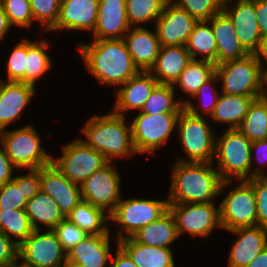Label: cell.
I'll list each match as a JSON object with an SVG mask.
<instances>
[{
    "instance_id": "obj_1",
    "label": "cell",
    "mask_w": 267,
    "mask_h": 267,
    "mask_svg": "<svg viewBox=\"0 0 267 267\" xmlns=\"http://www.w3.org/2000/svg\"><path fill=\"white\" fill-rule=\"evenodd\" d=\"M214 162H176L172 167L169 203H210L232 181H223Z\"/></svg>"
},
{
    "instance_id": "obj_2",
    "label": "cell",
    "mask_w": 267,
    "mask_h": 267,
    "mask_svg": "<svg viewBox=\"0 0 267 267\" xmlns=\"http://www.w3.org/2000/svg\"><path fill=\"white\" fill-rule=\"evenodd\" d=\"M91 43H79V50L87 70L99 82L121 86L140 71L123 38L92 40Z\"/></svg>"
},
{
    "instance_id": "obj_3",
    "label": "cell",
    "mask_w": 267,
    "mask_h": 267,
    "mask_svg": "<svg viewBox=\"0 0 267 267\" xmlns=\"http://www.w3.org/2000/svg\"><path fill=\"white\" fill-rule=\"evenodd\" d=\"M87 145L99 151L109 162L115 157L137 154L132 140V128L127 126L125 116L113 112L95 115L81 129Z\"/></svg>"
},
{
    "instance_id": "obj_4",
    "label": "cell",
    "mask_w": 267,
    "mask_h": 267,
    "mask_svg": "<svg viewBox=\"0 0 267 267\" xmlns=\"http://www.w3.org/2000/svg\"><path fill=\"white\" fill-rule=\"evenodd\" d=\"M184 108L177 119L178 136L188 159L178 162H214L216 135L211 124L190 100L183 101Z\"/></svg>"
},
{
    "instance_id": "obj_5",
    "label": "cell",
    "mask_w": 267,
    "mask_h": 267,
    "mask_svg": "<svg viewBox=\"0 0 267 267\" xmlns=\"http://www.w3.org/2000/svg\"><path fill=\"white\" fill-rule=\"evenodd\" d=\"M216 136V169L223 181L249 180L254 177H266L263 170L253 169L251 163L252 142L238 129H225Z\"/></svg>"
},
{
    "instance_id": "obj_6",
    "label": "cell",
    "mask_w": 267,
    "mask_h": 267,
    "mask_svg": "<svg viewBox=\"0 0 267 267\" xmlns=\"http://www.w3.org/2000/svg\"><path fill=\"white\" fill-rule=\"evenodd\" d=\"M40 140L32 125L0 131V143L18 170H36L52 162L53 156L43 150Z\"/></svg>"
},
{
    "instance_id": "obj_7",
    "label": "cell",
    "mask_w": 267,
    "mask_h": 267,
    "mask_svg": "<svg viewBox=\"0 0 267 267\" xmlns=\"http://www.w3.org/2000/svg\"><path fill=\"white\" fill-rule=\"evenodd\" d=\"M215 74L224 94L262 97L264 76L254 54L216 65Z\"/></svg>"
},
{
    "instance_id": "obj_8",
    "label": "cell",
    "mask_w": 267,
    "mask_h": 267,
    "mask_svg": "<svg viewBox=\"0 0 267 267\" xmlns=\"http://www.w3.org/2000/svg\"><path fill=\"white\" fill-rule=\"evenodd\" d=\"M169 210V202L166 200H150L140 198L121 199L115 209L109 214L110 221L120 225L121 230L116 235L117 241L131 237L145 225L159 219Z\"/></svg>"
},
{
    "instance_id": "obj_9",
    "label": "cell",
    "mask_w": 267,
    "mask_h": 267,
    "mask_svg": "<svg viewBox=\"0 0 267 267\" xmlns=\"http://www.w3.org/2000/svg\"><path fill=\"white\" fill-rule=\"evenodd\" d=\"M239 183L218 206L223 230L258 226L254 188L247 180Z\"/></svg>"
},
{
    "instance_id": "obj_10",
    "label": "cell",
    "mask_w": 267,
    "mask_h": 267,
    "mask_svg": "<svg viewBox=\"0 0 267 267\" xmlns=\"http://www.w3.org/2000/svg\"><path fill=\"white\" fill-rule=\"evenodd\" d=\"M63 154L52 162L70 181L81 184L109 161L81 138L62 147Z\"/></svg>"
},
{
    "instance_id": "obj_11",
    "label": "cell",
    "mask_w": 267,
    "mask_h": 267,
    "mask_svg": "<svg viewBox=\"0 0 267 267\" xmlns=\"http://www.w3.org/2000/svg\"><path fill=\"white\" fill-rule=\"evenodd\" d=\"M180 113H160L150 115L140 113L131 123L132 140L138 153H155L165 145L172 131L176 128Z\"/></svg>"
},
{
    "instance_id": "obj_12",
    "label": "cell",
    "mask_w": 267,
    "mask_h": 267,
    "mask_svg": "<svg viewBox=\"0 0 267 267\" xmlns=\"http://www.w3.org/2000/svg\"><path fill=\"white\" fill-rule=\"evenodd\" d=\"M18 259H22L23 267H62L67 262V253L53 230L41 234L39 229L18 246Z\"/></svg>"
},
{
    "instance_id": "obj_13",
    "label": "cell",
    "mask_w": 267,
    "mask_h": 267,
    "mask_svg": "<svg viewBox=\"0 0 267 267\" xmlns=\"http://www.w3.org/2000/svg\"><path fill=\"white\" fill-rule=\"evenodd\" d=\"M216 203H169L180 237L188 233L192 237H207L216 228H222Z\"/></svg>"
},
{
    "instance_id": "obj_14",
    "label": "cell",
    "mask_w": 267,
    "mask_h": 267,
    "mask_svg": "<svg viewBox=\"0 0 267 267\" xmlns=\"http://www.w3.org/2000/svg\"><path fill=\"white\" fill-rule=\"evenodd\" d=\"M112 163L108 162L80 184L82 200L108 211V214L122 198L120 174Z\"/></svg>"
},
{
    "instance_id": "obj_15",
    "label": "cell",
    "mask_w": 267,
    "mask_h": 267,
    "mask_svg": "<svg viewBox=\"0 0 267 267\" xmlns=\"http://www.w3.org/2000/svg\"><path fill=\"white\" fill-rule=\"evenodd\" d=\"M232 1L224 0L222 10L232 20L242 47L254 54L263 41L256 19V0H234L231 5Z\"/></svg>"
},
{
    "instance_id": "obj_16",
    "label": "cell",
    "mask_w": 267,
    "mask_h": 267,
    "mask_svg": "<svg viewBox=\"0 0 267 267\" xmlns=\"http://www.w3.org/2000/svg\"><path fill=\"white\" fill-rule=\"evenodd\" d=\"M197 22L169 0L154 25L160 46H185Z\"/></svg>"
},
{
    "instance_id": "obj_17",
    "label": "cell",
    "mask_w": 267,
    "mask_h": 267,
    "mask_svg": "<svg viewBox=\"0 0 267 267\" xmlns=\"http://www.w3.org/2000/svg\"><path fill=\"white\" fill-rule=\"evenodd\" d=\"M40 189L54 199L65 217L82 200L80 184L65 177L53 162L40 167Z\"/></svg>"
},
{
    "instance_id": "obj_18",
    "label": "cell",
    "mask_w": 267,
    "mask_h": 267,
    "mask_svg": "<svg viewBox=\"0 0 267 267\" xmlns=\"http://www.w3.org/2000/svg\"><path fill=\"white\" fill-rule=\"evenodd\" d=\"M130 28L126 0H99L93 40L122 39Z\"/></svg>"
},
{
    "instance_id": "obj_19",
    "label": "cell",
    "mask_w": 267,
    "mask_h": 267,
    "mask_svg": "<svg viewBox=\"0 0 267 267\" xmlns=\"http://www.w3.org/2000/svg\"><path fill=\"white\" fill-rule=\"evenodd\" d=\"M99 0H63L56 24L49 30L94 31Z\"/></svg>"
},
{
    "instance_id": "obj_20",
    "label": "cell",
    "mask_w": 267,
    "mask_h": 267,
    "mask_svg": "<svg viewBox=\"0 0 267 267\" xmlns=\"http://www.w3.org/2000/svg\"><path fill=\"white\" fill-rule=\"evenodd\" d=\"M35 86L15 81L0 82V131L16 122L35 95Z\"/></svg>"
},
{
    "instance_id": "obj_21",
    "label": "cell",
    "mask_w": 267,
    "mask_h": 267,
    "mask_svg": "<svg viewBox=\"0 0 267 267\" xmlns=\"http://www.w3.org/2000/svg\"><path fill=\"white\" fill-rule=\"evenodd\" d=\"M238 235L231 247L228 267H246L267 245V228L240 227L229 231Z\"/></svg>"
},
{
    "instance_id": "obj_22",
    "label": "cell",
    "mask_w": 267,
    "mask_h": 267,
    "mask_svg": "<svg viewBox=\"0 0 267 267\" xmlns=\"http://www.w3.org/2000/svg\"><path fill=\"white\" fill-rule=\"evenodd\" d=\"M158 81L149 71H139L117 89V99L113 113L125 116L129 110H141Z\"/></svg>"
},
{
    "instance_id": "obj_23",
    "label": "cell",
    "mask_w": 267,
    "mask_h": 267,
    "mask_svg": "<svg viewBox=\"0 0 267 267\" xmlns=\"http://www.w3.org/2000/svg\"><path fill=\"white\" fill-rule=\"evenodd\" d=\"M123 37L134 65L140 71H150L154 66L159 50L160 42L157 32L154 33L145 27H132Z\"/></svg>"
},
{
    "instance_id": "obj_24",
    "label": "cell",
    "mask_w": 267,
    "mask_h": 267,
    "mask_svg": "<svg viewBox=\"0 0 267 267\" xmlns=\"http://www.w3.org/2000/svg\"><path fill=\"white\" fill-rule=\"evenodd\" d=\"M210 22L217 46V65L230 60H240L249 55L242 47L230 17L222 10Z\"/></svg>"
},
{
    "instance_id": "obj_25",
    "label": "cell",
    "mask_w": 267,
    "mask_h": 267,
    "mask_svg": "<svg viewBox=\"0 0 267 267\" xmlns=\"http://www.w3.org/2000/svg\"><path fill=\"white\" fill-rule=\"evenodd\" d=\"M110 235H87L67 252V262L77 267H104L111 259Z\"/></svg>"
},
{
    "instance_id": "obj_26",
    "label": "cell",
    "mask_w": 267,
    "mask_h": 267,
    "mask_svg": "<svg viewBox=\"0 0 267 267\" xmlns=\"http://www.w3.org/2000/svg\"><path fill=\"white\" fill-rule=\"evenodd\" d=\"M192 60L185 46H161L150 73L158 84L173 85Z\"/></svg>"
},
{
    "instance_id": "obj_27",
    "label": "cell",
    "mask_w": 267,
    "mask_h": 267,
    "mask_svg": "<svg viewBox=\"0 0 267 267\" xmlns=\"http://www.w3.org/2000/svg\"><path fill=\"white\" fill-rule=\"evenodd\" d=\"M117 244L137 267H175L171 248L140 244L132 237H125Z\"/></svg>"
},
{
    "instance_id": "obj_28",
    "label": "cell",
    "mask_w": 267,
    "mask_h": 267,
    "mask_svg": "<svg viewBox=\"0 0 267 267\" xmlns=\"http://www.w3.org/2000/svg\"><path fill=\"white\" fill-rule=\"evenodd\" d=\"M131 237L140 244L170 248L169 246L179 235L174 216L168 210L159 219L140 228Z\"/></svg>"
},
{
    "instance_id": "obj_29",
    "label": "cell",
    "mask_w": 267,
    "mask_h": 267,
    "mask_svg": "<svg viewBox=\"0 0 267 267\" xmlns=\"http://www.w3.org/2000/svg\"><path fill=\"white\" fill-rule=\"evenodd\" d=\"M255 99L252 96L221 93L211 119L228 124L227 129H238Z\"/></svg>"
},
{
    "instance_id": "obj_30",
    "label": "cell",
    "mask_w": 267,
    "mask_h": 267,
    "mask_svg": "<svg viewBox=\"0 0 267 267\" xmlns=\"http://www.w3.org/2000/svg\"><path fill=\"white\" fill-rule=\"evenodd\" d=\"M34 230H39V222L53 230L66 217L52 197L40 190L25 206Z\"/></svg>"
},
{
    "instance_id": "obj_31",
    "label": "cell",
    "mask_w": 267,
    "mask_h": 267,
    "mask_svg": "<svg viewBox=\"0 0 267 267\" xmlns=\"http://www.w3.org/2000/svg\"><path fill=\"white\" fill-rule=\"evenodd\" d=\"M66 218L82 229L88 235L110 234L105 221L109 214L102 208L81 200Z\"/></svg>"
},
{
    "instance_id": "obj_32",
    "label": "cell",
    "mask_w": 267,
    "mask_h": 267,
    "mask_svg": "<svg viewBox=\"0 0 267 267\" xmlns=\"http://www.w3.org/2000/svg\"><path fill=\"white\" fill-rule=\"evenodd\" d=\"M208 21H198L191 32L186 49L189 51L191 58L217 65V46L211 25ZM201 54V58H196Z\"/></svg>"
},
{
    "instance_id": "obj_33",
    "label": "cell",
    "mask_w": 267,
    "mask_h": 267,
    "mask_svg": "<svg viewBox=\"0 0 267 267\" xmlns=\"http://www.w3.org/2000/svg\"><path fill=\"white\" fill-rule=\"evenodd\" d=\"M216 65L211 62L192 59L173 84L192 98L203 84L215 74Z\"/></svg>"
},
{
    "instance_id": "obj_34",
    "label": "cell",
    "mask_w": 267,
    "mask_h": 267,
    "mask_svg": "<svg viewBox=\"0 0 267 267\" xmlns=\"http://www.w3.org/2000/svg\"><path fill=\"white\" fill-rule=\"evenodd\" d=\"M175 97L173 85L157 84L139 112L150 115L180 113L184 108L183 101L174 100Z\"/></svg>"
},
{
    "instance_id": "obj_35",
    "label": "cell",
    "mask_w": 267,
    "mask_h": 267,
    "mask_svg": "<svg viewBox=\"0 0 267 267\" xmlns=\"http://www.w3.org/2000/svg\"><path fill=\"white\" fill-rule=\"evenodd\" d=\"M49 44L46 40L33 42L27 39L25 83L35 86L36 80H39L52 66L51 58L45 51L50 47Z\"/></svg>"
},
{
    "instance_id": "obj_36",
    "label": "cell",
    "mask_w": 267,
    "mask_h": 267,
    "mask_svg": "<svg viewBox=\"0 0 267 267\" xmlns=\"http://www.w3.org/2000/svg\"><path fill=\"white\" fill-rule=\"evenodd\" d=\"M238 130L251 142L267 139V101L263 97L253 101Z\"/></svg>"
},
{
    "instance_id": "obj_37",
    "label": "cell",
    "mask_w": 267,
    "mask_h": 267,
    "mask_svg": "<svg viewBox=\"0 0 267 267\" xmlns=\"http://www.w3.org/2000/svg\"><path fill=\"white\" fill-rule=\"evenodd\" d=\"M0 230L19 246L34 229L25 209H0Z\"/></svg>"
},
{
    "instance_id": "obj_38",
    "label": "cell",
    "mask_w": 267,
    "mask_h": 267,
    "mask_svg": "<svg viewBox=\"0 0 267 267\" xmlns=\"http://www.w3.org/2000/svg\"><path fill=\"white\" fill-rule=\"evenodd\" d=\"M169 0H126L127 19L130 27L156 22ZM133 25V26H132Z\"/></svg>"
},
{
    "instance_id": "obj_39",
    "label": "cell",
    "mask_w": 267,
    "mask_h": 267,
    "mask_svg": "<svg viewBox=\"0 0 267 267\" xmlns=\"http://www.w3.org/2000/svg\"><path fill=\"white\" fill-rule=\"evenodd\" d=\"M177 7L186 10L197 21H208L223 9L224 0H171Z\"/></svg>"
},
{
    "instance_id": "obj_40",
    "label": "cell",
    "mask_w": 267,
    "mask_h": 267,
    "mask_svg": "<svg viewBox=\"0 0 267 267\" xmlns=\"http://www.w3.org/2000/svg\"><path fill=\"white\" fill-rule=\"evenodd\" d=\"M28 199L23 191V175L0 186V209H25Z\"/></svg>"
},
{
    "instance_id": "obj_41",
    "label": "cell",
    "mask_w": 267,
    "mask_h": 267,
    "mask_svg": "<svg viewBox=\"0 0 267 267\" xmlns=\"http://www.w3.org/2000/svg\"><path fill=\"white\" fill-rule=\"evenodd\" d=\"M0 4L12 26L32 27L34 18L29 0H1Z\"/></svg>"
},
{
    "instance_id": "obj_42",
    "label": "cell",
    "mask_w": 267,
    "mask_h": 267,
    "mask_svg": "<svg viewBox=\"0 0 267 267\" xmlns=\"http://www.w3.org/2000/svg\"><path fill=\"white\" fill-rule=\"evenodd\" d=\"M34 22H39L48 31L56 24L59 17L61 0H29Z\"/></svg>"
},
{
    "instance_id": "obj_43",
    "label": "cell",
    "mask_w": 267,
    "mask_h": 267,
    "mask_svg": "<svg viewBox=\"0 0 267 267\" xmlns=\"http://www.w3.org/2000/svg\"><path fill=\"white\" fill-rule=\"evenodd\" d=\"M21 41L12 49L10 57L6 64L8 76L7 81L25 83L27 38H23V40Z\"/></svg>"
},
{
    "instance_id": "obj_44",
    "label": "cell",
    "mask_w": 267,
    "mask_h": 267,
    "mask_svg": "<svg viewBox=\"0 0 267 267\" xmlns=\"http://www.w3.org/2000/svg\"><path fill=\"white\" fill-rule=\"evenodd\" d=\"M53 231L66 253L88 235L67 218L63 219Z\"/></svg>"
},
{
    "instance_id": "obj_45",
    "label": "cell",
    "mask_w": 267,
    "mask_h": 267,
    "mask_svg": "<svg viewBox=\"0 0 267 267\" xmlns=\"http://www.w3.org/2000/svg\"><path fill=\"white\" fill-rule=\"evenodd\" d=\"M247 181L256 195L258 226L267 228V177H254Z\"/></svg>"
},
{
    "instance_id": "obj_46",
    "label": "cell",
    "mask_w": 267,
    "mask_h": 267,
    "mask_svg": "<svg viewBox=\"0 0 267 267\" xmlns=\"http://www.w3.org/2000/svg\"><path fill=\"white\" fill-rule=\"evenodd\" d=\"M219 81L218 77L216 74H214L209 80H207L203 86L198 90V92L192 97V98H200L199 99V103L202 106V113H205L207 116L209 115V117H211V115L214 112L215 106L217 104L218 98L220 96V93L216 92L217 89L214 85L215 82ZM214 85V86H213ZM208 90L212 93H210L209 100L208 97L206 96L208 92ZM215 91V92H214ZM206 93V95H205ZM205 95V97H204ZM202 99V100H201ZM207 100V101H206ZM208 102V103H206Z\"/></svg>"
},
{
    "instance_id": "obj_47",
    "label": "cell",
    "mask_w": 267,
    "mask_h": 267,
    "mask_svg": "<svg viewBox=\"0 0 267 267\" xmlns=\"http://www.w3.org/2000/svg\"><path fill=\"white\" fill-rule=\"evenodd\" d=\"M19 261L18 245L0 230V267L14 266Z\"/></svg>"
},
{
    "instance_id": "obj_48",
    "label": "cell",
    "mask_w": 267,
    "mask_h": 267,
    "mask_svg": "<svg viewBox=\"0 0 267 267\" xmlns=\"http://www.w3.org/2000/svg\"><path fill=\"white\" fill-rule=\"evenodd\" d=\"M29 174L23 175V191L25 197L30 200L40 189V168L36 170H28Z\"/></svg>"
},
{
    "instance_id": "obj_49",
    "label": "cell",
    "mask_w": 267,
    "mask_h": 267,
    "mask_svg": "<svg viewBox=\"0 0 267 267\" xmlns=\"http://www.w3.org/2000/svg\"><path fill=\"white\" fill-rule=\"evenodd\" d=\"M16 168L3 147H0V186L13 180L12 172Z\"/></svg>"
},
{
    "instance_id": "obj_50",
    "label": "cell",
    "mask_w": 267,
    "mask_h": 267,
    "mask_svg": "<svg viewBox=\"0 0 267 267\" xmlns=\"http://www.w3.org/2000/svg\"><path fill=\"white\" fill-rule=\"evenodd\" d=\"M256 19L263 41L267 40V0H256Z\"/></svg>"
},
{
    "instance_id": "obj_51",
    "label": "cell",
    "mask_w": 267,
    "mask_h": 267,
    "mask_svg": "<svg viewBox=\"0 0 267 267\" xmlns=\"http://www.w3.org/2000/svg\"><path fill=\"white\" fill-rule=\"evenodd\" d=\"M256 150L257 160L262 165L267 163V139L254 141L251 144V163H253L254 156L252 152ZM261 152V153H260ZM267 177V175H266Z\"/></svg>"
},
{
    "instance_id": "obj_52",
    "label": "cell",
    "mask_w": 267,
    "mask_h": 267,
    "mask_svg": "<svg viewBox=\"0 0 267 267\" xmlns=\"http://www.w3.org/2000/svg\"><path fill=\"white\" fill-rule=\"evenodd\" d=\"M112 262L108 267H137L130 257L117 245L116 256L111 255Z\"/></svg>"
},
{
    "instance_id": "obj_53",
    "label": "cell",
    "mask_w": 267,
    "mask_h": 267,
    "mask_svg": "<svg viewBox=\"0 0 267 267\" xmlns=\"http://www.w3.org/2000/svg\"><path fill=\"white\" fill-rule=\"evenodd\" d=\"M254 55L257 59L258 65L260 66L263 76H266L267 68H264L262 59H264L267 63V40L262 41Z\"/></svg>"
},
{
    "instance_id": "obj_54",
    "label": "cell",
    "mask_w": 267,
    "mask_h": 267,
    "mask_svg": "<svg viewBox=\"0 0 267 267\" xmlns=\"http://www.w3.org/2000/svg\"><path fill=\"white\" fill-rule=\"evenodd\" d=\"M11 26L12 25L10 24L8 17L5 14L2 5L0 4V41L3 40L5 34H7Z\"/></svg>"
},
{
    "instance_id": "obj_55",
    "label": "cell",
    "mask_w": 267,
    "mask_h": 267,
    "mask_svg": "<svg viewBox=\"0 0 267 267\" xmlns=\"http://www.w3.org/2000/svg\"><path fill=\"white\" fill-rule=\"evenodd\" d=\"M246 267H267V245Z\"/></svg>"
},
{
    "instance_id": "obj_56",
    "label": "cell",
    "mask_w": 267,
    "mask_h": 267,
    "mask_svg": "<svg viewBox=\"0 0 267 267\" xmlns=\"http://www.w3.org/2000/svg\"><path fill=\"white\" fill-rule=\"evenodd\" d=\"M262 97L267 101V75L264 76L263 94Z\"/></svg>"
},
{
    "instance_id": "obj_57",
    "label": "cell",
    "mask_w": 267,
    "mask_h": 267,
    "mask_svg": "<svg viewBox=\"0 0 267 267\" xmlns=\"http://www.w3.org/2000/svg\"><path fill=\"white\" fill-rule=\"evenodd\" d=\"M62 267H77V266L72 265V264L66 262Z\"/></svg>"
},
{
    "instance_id": "obj_58",
    "label": "cell",
    "mask_w": 267,
    "mask_h": 267,
    "mask_svg": "<svg viewBox=\"0 0 267 267\" xmlns=\"http://www.w3.org/2000/svg\"><path fill=\"white\" fill-rule=\"evenodd\" d=\"M10 267H23V266H21L20 263L19 264L17 263L16 265Z\"/></svg>"
}]
</instances>
